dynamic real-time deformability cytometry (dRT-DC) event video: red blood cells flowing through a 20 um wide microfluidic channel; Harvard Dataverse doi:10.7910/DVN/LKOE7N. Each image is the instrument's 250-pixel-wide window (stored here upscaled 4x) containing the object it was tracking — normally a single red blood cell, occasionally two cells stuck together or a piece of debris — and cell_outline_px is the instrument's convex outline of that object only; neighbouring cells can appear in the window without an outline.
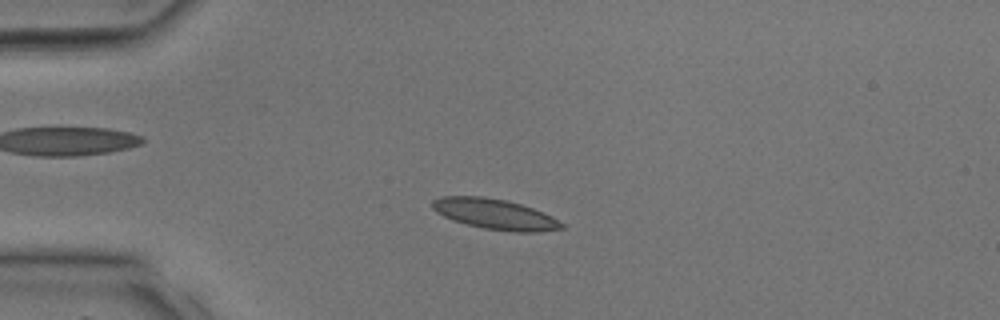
{"species": "common noctule bat (a hibernating species)", "species_latin": "Nyctalus noctula", "temperature_condition": "room temperature", "stored_images_in_passage": 34, "camera_frame_rate_fps": 3000, "um_per_image_px": 0.085, "animal": {"sex": "male", "body_mass_g": 17.9, "forearm_length_mm": 54.2}, "frame": {"image": 1, "passage_image": 9, "time_ms": 2.667, "image_size_px": [1000, 320], "cell_outline_px": [[568, 224], [564, 228], [540, 232], [516, 232], [484, 228], [452, 220], [436, 212], [432, 208], [432, 200], [440, 196], [484, 196], [504, 200], [520, 204], [544, 212]], "centroid_in_image_um": [42.11, 18.2], "position_along_channel_um": 42.9, "area_um2": 23.06}}
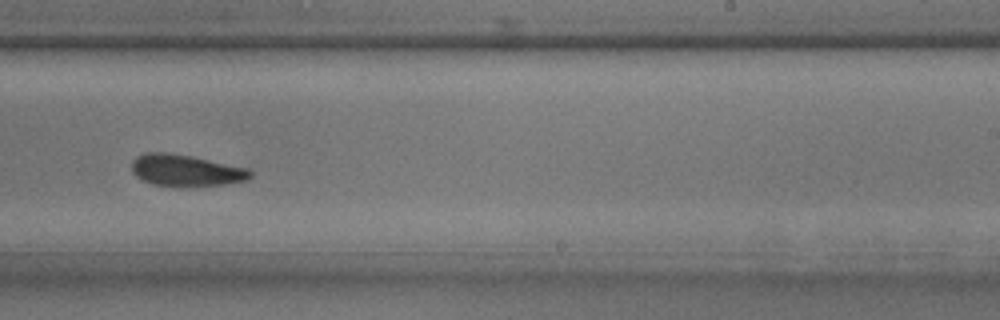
{"frame": {"image": 2, "passage_image": 22, "time_ms": 7.0, "image_size_px": [1000, 320], "cell_outline_px": [[252, 176], [248, 180], [224, 184], [152, 184], [136, 176], [132, 172], [132, 160], [136, 156], [144, 152], [168, 152], [192, 156], [248, 168], [252, 172]], "centroid_in_image_um": [15.79, 14.43], "position_along_channel_um": 273.2, "area_um2": 21.27}}
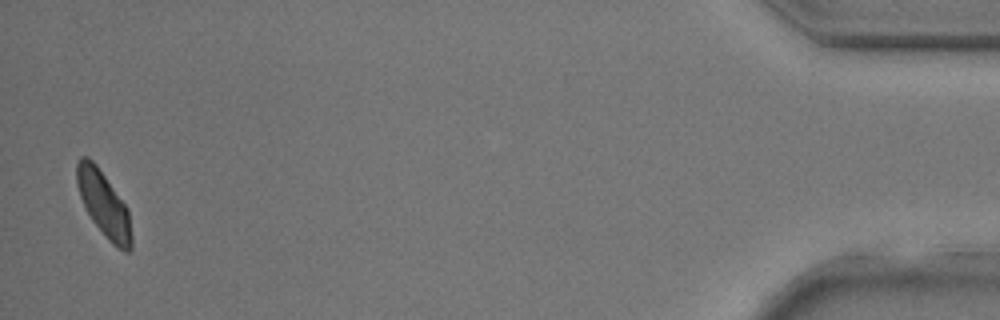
{"frame": {"image": 3, "passage_image": 34, "time_ms": 11.0, "image_size_px": [1000, 320], "cell_outline_px": [[132, 248], [128, 252], [124, 252], [116, 248], [108, 240], [92, 220], [80, 196], [76, 184], [76, 164], [80, 156], [88, 156], [96, 164], [128, 208], [132, 236]], "centroid_in_image_um": [8.83, 17.36], "position_along_channel_um": 426.4, "area_um2": 20.87}}